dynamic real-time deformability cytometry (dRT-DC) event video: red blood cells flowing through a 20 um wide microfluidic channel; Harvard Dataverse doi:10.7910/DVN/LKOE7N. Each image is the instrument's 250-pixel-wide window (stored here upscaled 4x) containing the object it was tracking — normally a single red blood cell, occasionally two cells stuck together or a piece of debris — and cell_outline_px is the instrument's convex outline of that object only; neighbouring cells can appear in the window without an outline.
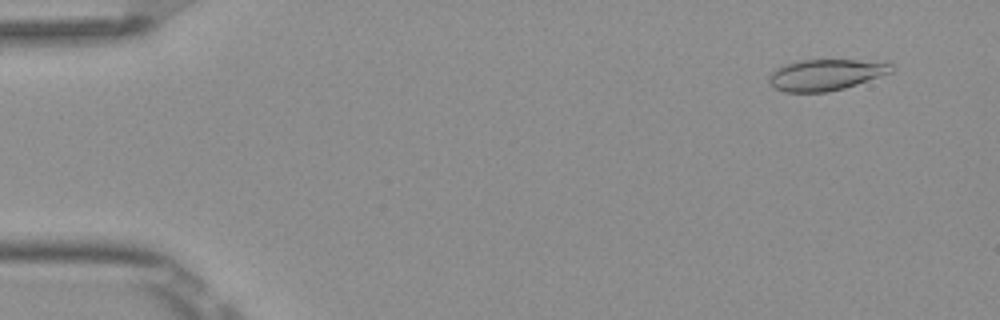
{"species": "Egyptian fruit bat (a non-hibernating species)", "species_latin": "Rousettus aegyptiacus", "temperature_condition": "room temperature", "stored_images_in_passage": 52, "camera_frame_rate_fps": 3000, "um_per_image_px": 0.085, "frame": {"image": 1, "passage_image": 4, "time_ms": 1.0, "image_size_px": [1000, 320], "cell_outline_px": [[892, 72], [844, 88], [828, 92], [784, 92], [776, 88], [768, 80], [768, 76], [776, 68], [784, 64], [800, 60], [856, 60], [892, 64]], "centroid_in_image_um": [70.13, 6.36], "position_along_channel_um": 14.9, "area_um2": 21.91}}
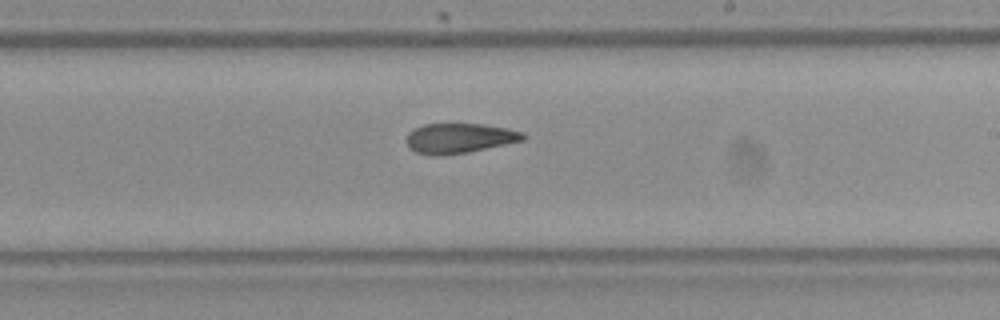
{"frame": {"image": 2, "passage_image": 31, "time_ms": 10.0, "image_size_px": [1000, 320], "cell_outline_px": [[528, 136], [524, 140], [468, 152], [440, 156], [432, 156], [416, 152], [408, 148], [404, 140], [408, 132], [424, 124], [480, 124], [504, 128], [524, 132]], "centroid_in_image_um": [39.0, 11.76], "position_along_channel_um": 250.0, "area_um2": 20.46}}
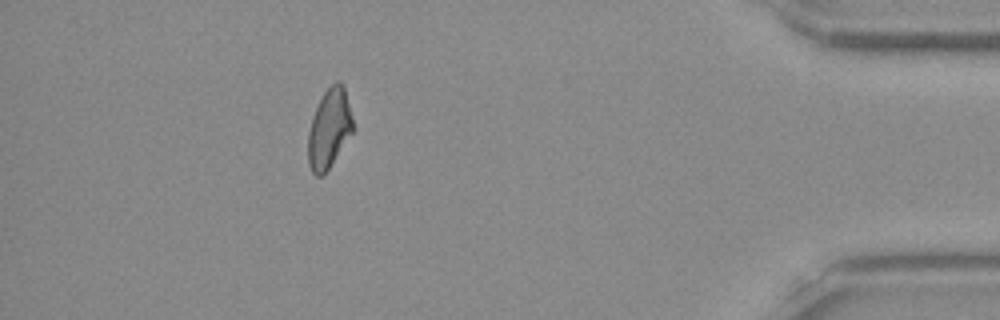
{"frame": {"image": 3, "passage_image": 47, "time_ms": 15.333, "image_size_px": [1000, 320], "cell_outline_px": [[352, 132], [324, 176], [316, 176], [312, 172], [308, 164], [308, 132], [312, 116], [324, 92], [336, 80], [340, 80], [344, 84], [352, 116]], "centroid_in_image_um": [27.97, 10.93], "position_along_channel_um": 407.2, "area_um2": 20.69}, "authors_computed_cell_mechanics": {"area_um2": 21.4727, "velocity_mm_per_s": 3.8814, "shape_relaxation_time_tau1_ms": null, "shape_relaxation_time_tau2_ms": 3.7961, "deformation_change_tau1": null, "deformation_change_tau2": 0.112}}